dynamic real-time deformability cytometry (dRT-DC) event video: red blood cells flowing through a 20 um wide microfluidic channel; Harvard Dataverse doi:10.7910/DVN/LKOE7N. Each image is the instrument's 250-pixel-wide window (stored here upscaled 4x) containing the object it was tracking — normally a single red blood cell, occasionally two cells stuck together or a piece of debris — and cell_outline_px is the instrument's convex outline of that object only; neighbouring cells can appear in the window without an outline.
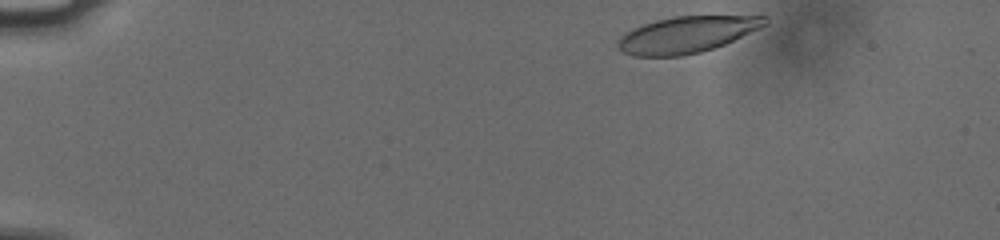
{"species": "human", "species_latin": "Homo sapiens", "temperature_condition": "cold", "stored_images_in_passage": 27, "camera_frame_rate_fps": 3000, "um_per_image_px": 0.085, "donor": {"sex": "male"}, "frame": {"image": 1, "passage_image": 1, "time_ms": 0.0, "image_size_px": [1000, 240], "cell_outline_px": [[768, 24], [760, 28], [724, 44], [700, 52], [680, 56], [632, 56], [620, 52], [616, 44], [620, 36], [644, 24], [656, 20], [672, 16], [768, 16]], "centroid_in_image_um": [58.36, 2.94], "position_along_channel_um": 26.6, "area_um2": 31.04}}
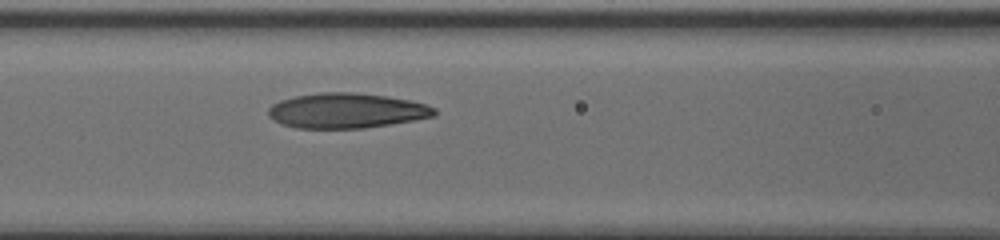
{"frame": {"image": 2, "passage_image": 16, "time_ms": 5.0, "image_size_px": [1000, 240], "cell_outline_px": [[436, 116], [364, 128], [296, 128], [280, 124], [272, 120], [268, 116], [268, 108], [272, 104], [280, 100], [296, 96], [320, 92], [352, 92], [384, 96], [408, 100], [424, 104], [436, 108]], "centroid_in_image_um": [29.39, 9.41], "position_along_channel_um": 137.2, "area_um2": 33.81}}
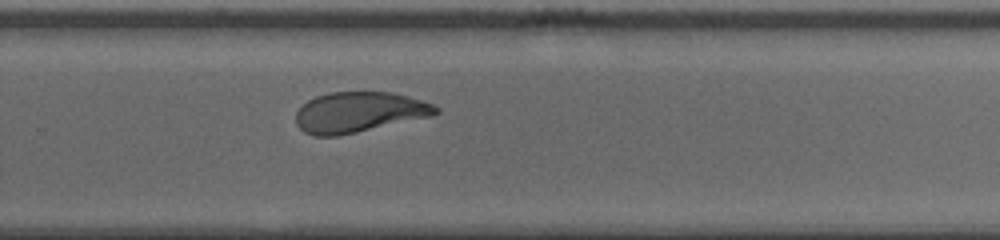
{"frame": {"image": 3, "passage_image": 27, "time_ms": 8.667, "image_size_px": [1000, 240], "cell_outline_px": [[440, 112], [432, 116], [336, 136], [312, 136], [304, 132], [296, 124], [296, 112], [308, 100], [316, 96], [328, 92], [392, 92], [408, 96], [432, 104], [440, 108]], "centroid_in_image_um": [30.51, 9.53], "position_along_channel_um": 299.3, "area_um2": 32.83}}